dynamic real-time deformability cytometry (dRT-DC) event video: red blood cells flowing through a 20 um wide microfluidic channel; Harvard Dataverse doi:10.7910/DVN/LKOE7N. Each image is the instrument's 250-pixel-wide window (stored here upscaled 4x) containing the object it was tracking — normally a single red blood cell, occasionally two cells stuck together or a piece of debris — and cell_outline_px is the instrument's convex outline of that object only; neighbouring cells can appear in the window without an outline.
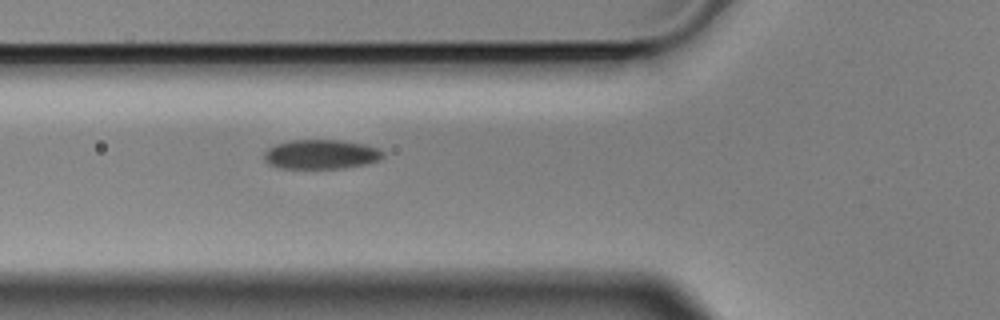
{"species": "Egyptian fruit bat (a non-hibernating species)", "species_latin": "Rousettus aegyptiacus", "temperature_condition": "cold", "stored_images_in_passage": 6, "camera_frame_rate_fps": 3000, "um_per_image_px": 0.085, "animal": {"sex": "male"}, "frame": {"image": 1, "passage_image": 6, "time_ms": 1.667, "image_size_px": [1000, 320], "cell_outline_px": [[384, 156], [380, 160], [364, 164], [340, 168], [280, 168], [268, 164], [264, 160], [264, 152], [268, 148], [276, 144], [292, 140], [340, 140], [364, 144], [380, 148], [384, 152]], "centroid_in_image_um": [27.29, 13.11], "position_along_channel_um": 98.5, "area_um2": 20.4}}